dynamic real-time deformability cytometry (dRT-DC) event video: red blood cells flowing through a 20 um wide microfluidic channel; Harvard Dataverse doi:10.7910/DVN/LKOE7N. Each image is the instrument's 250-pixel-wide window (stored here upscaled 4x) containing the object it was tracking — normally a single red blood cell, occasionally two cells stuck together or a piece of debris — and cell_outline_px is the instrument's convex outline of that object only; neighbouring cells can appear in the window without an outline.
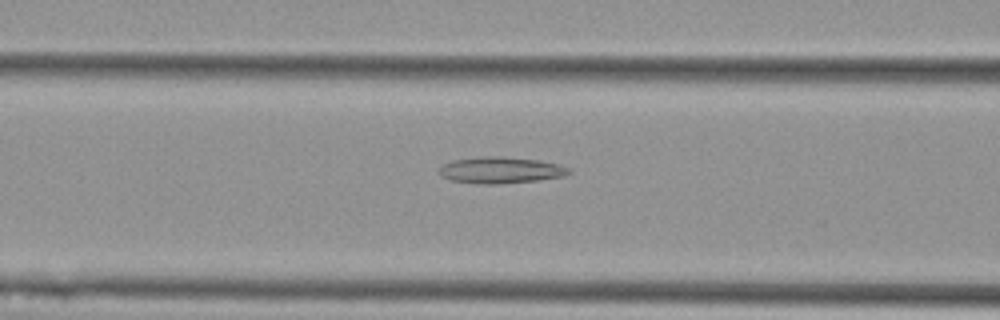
{"species": "Egyptian fruit bat (a non-hibernating species)", "species_latin": "Rousettus aegyptiacus", "temperature_condition": "cold", "stored_images_in_passage": 56, "camera_frame_rate_fps": 3000, "um_per_image_px": 0.085, "animal": {"sex": "female"}, "frame": {"image": 1, "passage_image": 23, "time_ms": 7.333, "image_size_px": [1000, 320], "cell_outline_px": [[572, 172], [564, 176], [536, 180], [500, 184], [476, 184], [452, 180], [440, 176], [440, 168], [444, 164], [452, 160], [484, 156], [504, 156], [540, 160], [560, 164], [568, 168]], "centroid_in_image_um": [42.57, 14.46], "position_along_channel_um": 124.0, "area_um2": 20.06}}
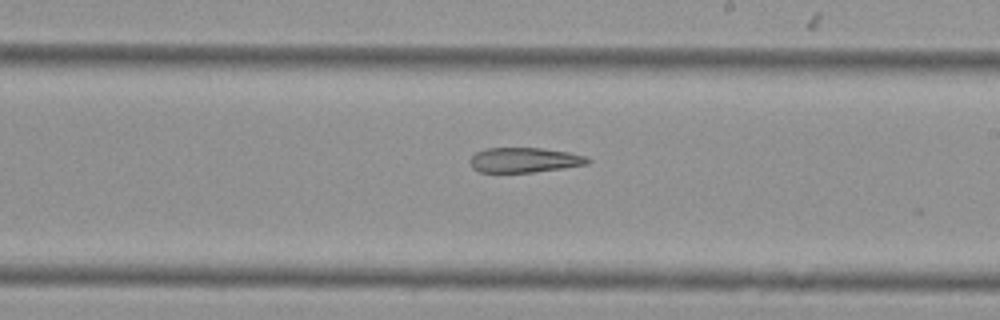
{"frame": {"image": 2, "passage_image": 33, "time_ms": 10.667, "image_size_px": [1000, 320], "cell_outline_px": [[592, 160], [588, 164], [532, 172], [480, 172], [472, 168], [472, 156], [476, 152], [484, 148], [544, 148], [568, 152], [584, 156]], "centroid_in_image_um": [44.58, 13.59], "position_along_channel_um": 244.4, "area_um2": 16.88}}
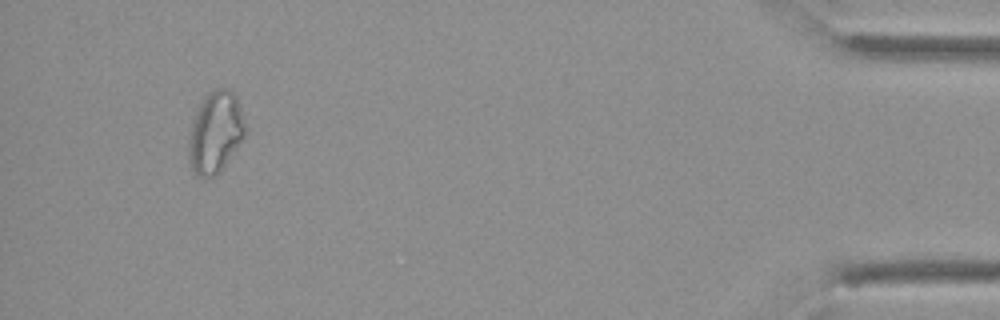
{"frame": {"image": 3, "passage_image": 53, "time_ms": 17.333, "image_size_px": [1000, 320], "cell_outline_px": [[248, 128], [244, 136], [216, 176], [204, 180], [196, 176], [188, 160], [188, 136], [196, 112], [204, 96], [208, 92], [216, 88], [232, 88], [236, 96]], "centroid_in_image_um": [18.3, 11.25], "position_along_channel_um": 416.9, "area_um2": 27.17}}